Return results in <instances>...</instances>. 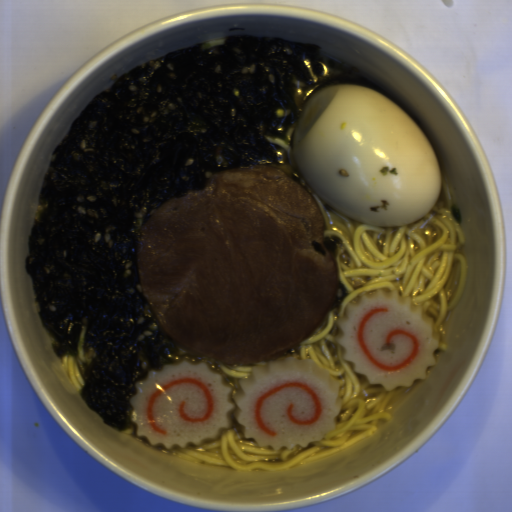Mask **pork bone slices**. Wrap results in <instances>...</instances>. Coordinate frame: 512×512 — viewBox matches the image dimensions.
Listing matches in <instances>:
<instances>
[{
    "label": "pork bone slices",
    "instance_id": "pork-bone-slices-1",
    "mask_svg": "<svg viewBox=\"0 0 512 512\" xmlns=\"http://www.w3.org/2000/svg\"><path fill=\"white\" fill-rule=\"evenodd\" d=\"M325 226L307 188L279 167L215 173L204 190L158 205L140 229L144 298L170 339L196 356L279 361L335 301Z\"/></svg>",
    "mask_w": 512,
    "mask_h": 512
}]
</instances>
